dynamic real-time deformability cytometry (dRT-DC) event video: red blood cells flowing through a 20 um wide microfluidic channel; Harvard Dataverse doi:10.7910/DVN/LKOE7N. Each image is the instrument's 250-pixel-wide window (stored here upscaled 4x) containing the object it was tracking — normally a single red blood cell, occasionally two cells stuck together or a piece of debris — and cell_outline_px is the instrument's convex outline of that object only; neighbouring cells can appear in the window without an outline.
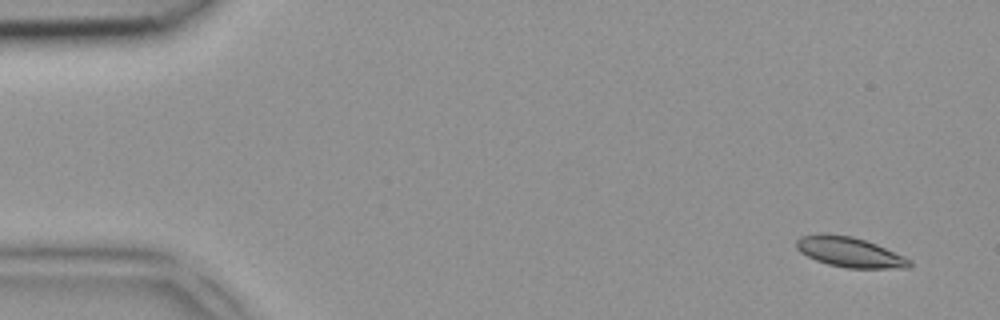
{"species": "common noctule bat (a hibernating species)", "species_latin": "Nyctalus noctula", "temperature_condition": "room temperature", "stored_images_in_passage": 3, "camera_frame_rate_fps": 3000, "um_per_image_px": 0.085, "animal": {"sex": "female", "body_mass_g": 18.4}, "frame": {"image": 1, "passage_image": 1, "time_ms": 0.0, "image_size_px": [1000, 320], "cell_outline_px": [[912, 264], [908, 268], [844, 268], [828, 264], [816, 260], [800, 252], [796, 248], [796, 240], [800, 236], [820, 232], [852, 236], [876, 244], [904, 256], [912, 260]], "centroid_in_image_um": [72.2, 21.42], "position_along_channel_um": 12.8, "area_um2": 20.0}}
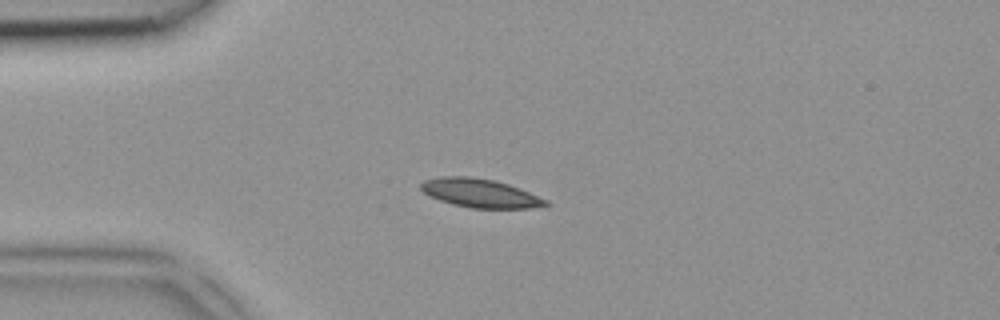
{"frame": {"image": 2, "passage_image": 3, "time_ms": 0.667, "image_size_px": [1000, 320], "cell_outline_px": [[548, 204], [528, 208], [472, 208], [452, 204], [428, 196], [420, 188], [420, 184], [424, 180], [440, 176], [468, 176], [496, 180], [520, 188], [548, 200]], "centroid_in_image_um": [40.77, 16.4], "position_along_channel_um": 44.2, "area_um2": 20.87}}